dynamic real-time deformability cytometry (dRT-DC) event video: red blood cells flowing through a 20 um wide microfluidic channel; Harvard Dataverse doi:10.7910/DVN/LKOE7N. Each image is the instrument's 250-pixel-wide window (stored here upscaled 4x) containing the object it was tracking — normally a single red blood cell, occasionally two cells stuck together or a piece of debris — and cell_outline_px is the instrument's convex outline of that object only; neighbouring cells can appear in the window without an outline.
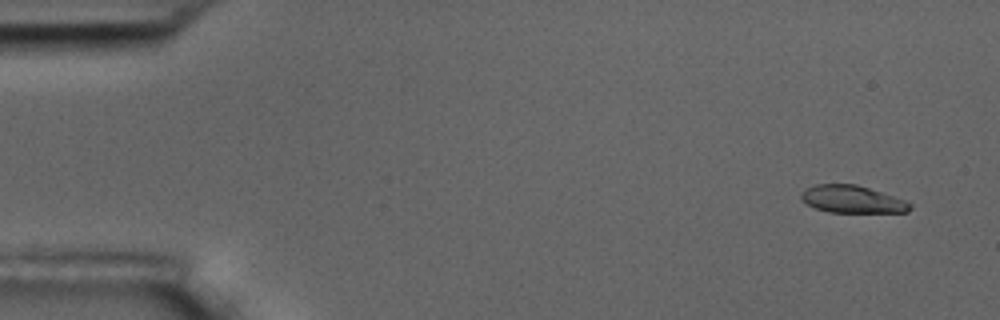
{"species": "common noctule bat (a hibernating species)", "species_latin": "Nyctalus noctula", "temperature_condition": "room temperature", "stored_images_in_passage": 4, "camera_frame_rate_fps": 3000, "um_per_image_px": 0.085, "animal": {"sex": "male", "body_mass_g": 17.5, "forearm_length_mm": 52.3}, "frame": {"image": 1, "passage_image": 1, "time_ms": 0.0, "image_size_px": [1000, 320], "cell_outline_px": [[912, 208], [908, 212], [828, 212], [816, 208], [808, 204], [800, 196], [808, 188], [816, 184], [856, 184], [904, 200], [912, 204]], "centroid_in_image_um": [72.47, 16.95], "position_along_channel_um": 12.5, "area_um2": 16.99}}
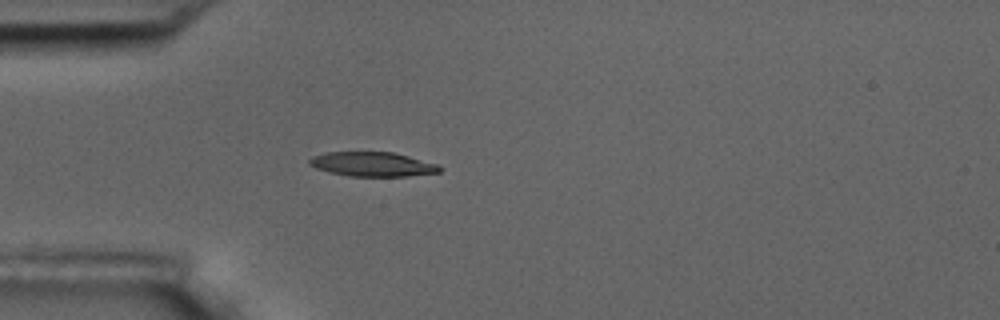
{"frame": {"image": 2, "passage_image": 4, "time_ms": 4.333, "image_size_px": [1000, 320], "cell_outline_px": [[444, 168], [440, 172], [408, 176], [348, 176], [328, 172], [316, 168], [308, 164], [308, 160], [312, 156], [324, 152], [392, 152], [440, 164]], "centroid_in_image_um": [31.67, 13.96], "position_along_channel_um": 53.3, "area_um2": 18.73}}